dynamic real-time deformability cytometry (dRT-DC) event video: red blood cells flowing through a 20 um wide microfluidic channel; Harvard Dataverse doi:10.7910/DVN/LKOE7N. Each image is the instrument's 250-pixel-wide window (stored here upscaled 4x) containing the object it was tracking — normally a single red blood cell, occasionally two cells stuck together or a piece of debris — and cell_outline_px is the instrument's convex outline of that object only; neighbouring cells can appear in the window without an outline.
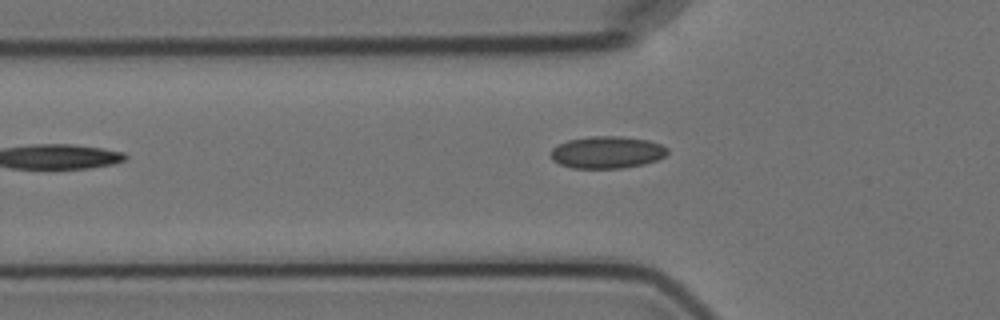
{"species": "Egyptian fruit bat (a non-hibernating species)", "species_latin": "Rousettus aegyptiacus", "temperature_condition": "cold", "stored_images_in_passage": 13, "camera_frame_rate_fps": 3000, "um_per_image_px": 0.085, "animal": {"sex": "female"}, "frame": {"image": 1, "passage_image": 4, "time_ms": 5.333, "image_size_px": [1000, 320], "cell_outline_px": [[668, 152], [664, 156], [656, 160], [644, 164], [620, 168], [572, 168], [560, 164], [552, 160], [552, 148], [568, 140], [592, 136], [620, 136], [648, 140], [660, 144], [668, 148]], "centroid_in_image_um": [51.61, 12.94], "position_along_channel_um": 74.2, "area_um2": 21.68}}
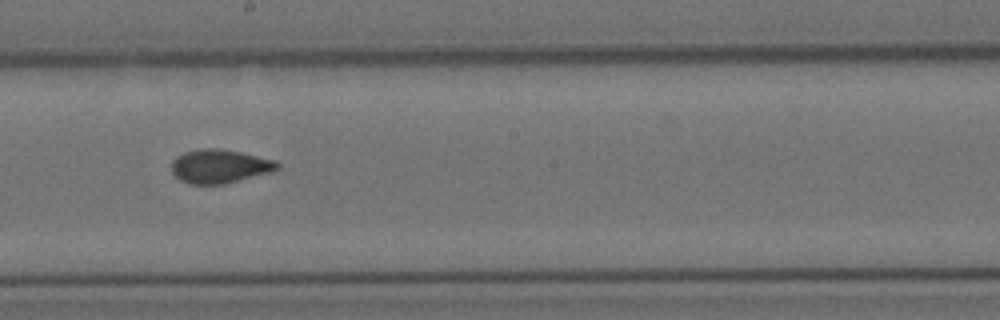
{"frame": {"image": 2, "passage_image": 8, "time_ms": 9.667, "image_size_px": [1000, 320], "cell_outline_px": [[280, 168], [272, 172], [224, 184], [188, 184], [180, 180], [172, 172], [172, 160], [176, 156], [184, 152], [200, 148], [220, 148], [240, 152], [276, 160], [280, 164]], "centroid_in_image_um": [18.68, 14.13], "position_along_channel_um": 229.5, "area_um2": 20.98}}
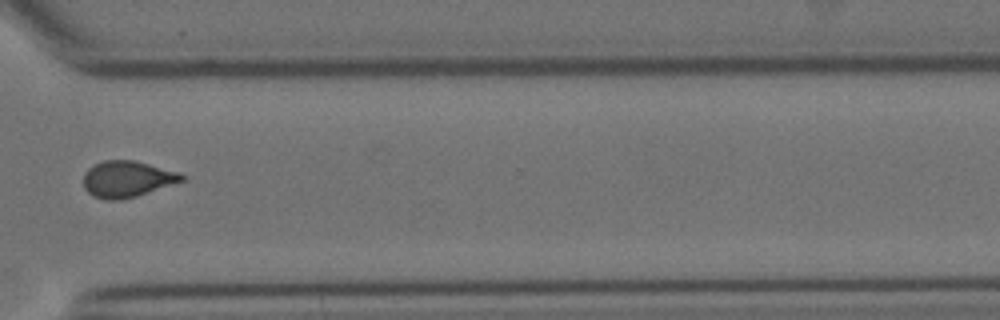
{"frame": {"image": 3, "passage_image": 11, "time_ms": 13.333, "image_size_px": [1000, 320], "cell_outline_px": [[188, 176], [184, 180], [136, 196], [120, 200], [104, 200], [92, 196], [84, 188], [84, 172], [92, 164], [104, 160], [132, 160], [180, 172]], "centroid_in_image_um": [10.78, 15.22], "position_along_channel_um": 359.8, "area_um2": 20.87}, "authors_computed_cell_mechanics": {"area_um2": 21.097, "velocity_mm_per_s": 3.5417, "shape_relaxation_time_tau1_ms": 2.0187, "shape_relaxation_time_tau2_ms": 2.7575, "deformation_change_tau1": 0.1987, "deformation_change_tau2": 0.0892}}